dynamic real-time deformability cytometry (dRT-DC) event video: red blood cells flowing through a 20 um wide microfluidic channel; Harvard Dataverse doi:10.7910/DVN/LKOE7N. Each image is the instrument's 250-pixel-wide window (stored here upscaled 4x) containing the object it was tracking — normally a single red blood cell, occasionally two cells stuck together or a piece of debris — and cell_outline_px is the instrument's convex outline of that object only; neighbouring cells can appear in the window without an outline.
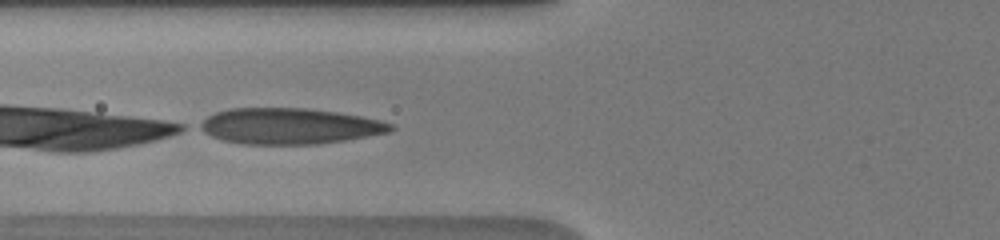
{"species": "human", "species_latin": "Homo sapiens", "temperature_condition": "warm", "stored_images_in_passage": 39, "camera_frame_rate_fps": 3000, "um_per_image_px": 0.085, "donor": {"sex": "male"}, "frame": {"image": 1, "passage_image": 6, "time_ms": 2.667, "image_size_px": [1000, 240], "cell_outline_px": [[396, 128], [392, 132], [320, 144], [240, 144], [224, 140], [212, 136], [196, 128], [196, 124], [208, 116], [216, 112], [228, 108], [308, 108], [336, 112], [360, 116], [380, 120], [392, 124]], "centroid_in_image_um": [24.58, 10.72], "position_along_channel_um": 101.2, "area_um2": 40.17}}
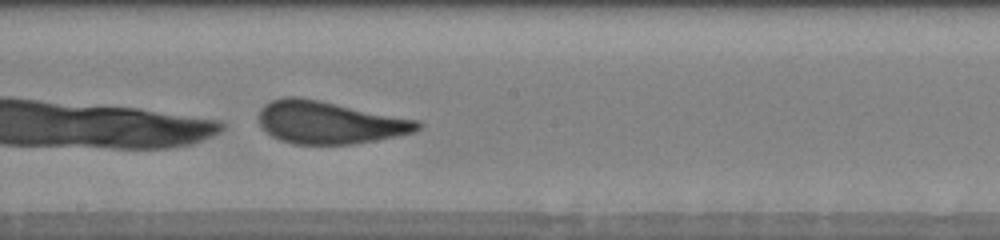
{"frame": {"image": 2, "passage_image": 14, "time_ms": 5.667, "image_size_px": [1000, 240], "cell_outline_px": [[424, 124], [420, 128], [412, 132], [396, 136], [376, 140], [352, 144], [292, 144], [280, 140], [272, 136], [260, 128], [260, 108], [264, 104], [280, 96], [300, 96], [420, 120]], "centroid_in_image_um": [27.98, 10.39], "position_along_channel_um": 220.2, "area_um2": 39.71}}
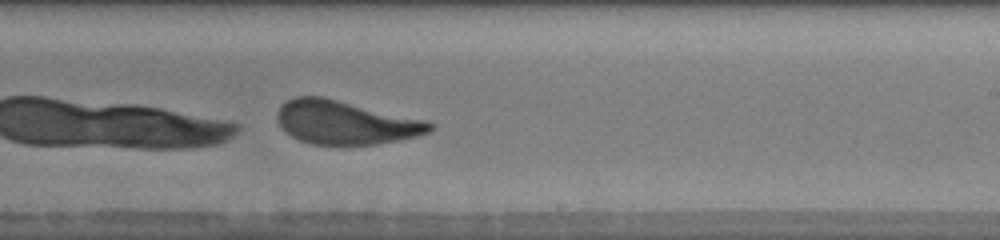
{"frame": {"image": 3, "passage_image": 19, "time_ms": 6.667, "image_size_px": [1000, 240], "cell_outline_px": [[436, 124], [432, 132], [416, 136], [376, 144], [312, 144], [300, 140], [292, 136], [280, 128], [276, 120], [276, 112], [280, 104], [296, 96], [324, 96], [424, 120]], "centroid_in_image_um": [29.32, 10.39], "position_along_channel_um": 259.7, "area_um2": 38.84}, "authors_computed_cell_mechanics": {"area_um2": 39.3618, "velocity_mm_per_s": 3.96, "shape_relaxation_time_tau1_ms": 1.2673, "shape_relaxation_time_tau2_ms": 0.9267, "deformation_change_tau1": 0.302, "deformation_change_tau2": 0.0879}}